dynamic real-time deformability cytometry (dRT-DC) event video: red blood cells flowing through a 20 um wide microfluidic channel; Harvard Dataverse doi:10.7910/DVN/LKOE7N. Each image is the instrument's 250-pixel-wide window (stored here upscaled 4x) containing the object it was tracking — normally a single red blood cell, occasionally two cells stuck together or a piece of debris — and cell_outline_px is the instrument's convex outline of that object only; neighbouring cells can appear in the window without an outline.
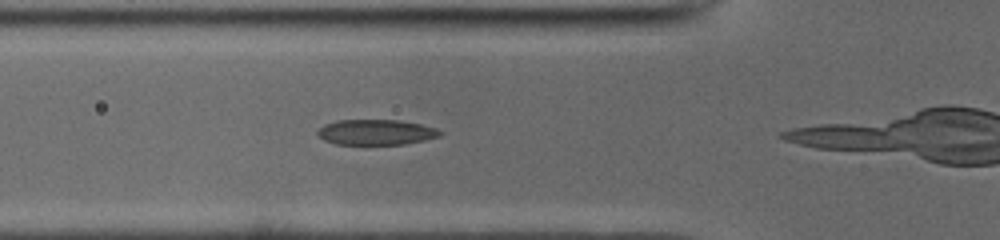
{"species": "common noctule bat (a hibernating species)", "species_latin": "Nyctalus noctula", "temperature_condition": "cold", "stored_images_in_passage": 14, "camera_frame_rate_fps": 3000, "um_per_image_px": 0.085, "animal": {"sex": "male", "body_mass_g": 19.0, "forearm_length_mm": 50.8}, "frame": {"image": 1, "passage_image": 10, "time_ms": 3.0, "image_size_px": [1000, 240], "cell_outline_px": [[444, 132], [440, 136], [424, 140], [404, 144], [336, 144], [324, 140], [316, 132], [324, 124], [336, 120], [396, 120], [420, 124], [436, 128]], "centroid_in_image_um": [31.96, 11.23], "position_along_channel_um": 93.8, "area_um2": 18.03}}